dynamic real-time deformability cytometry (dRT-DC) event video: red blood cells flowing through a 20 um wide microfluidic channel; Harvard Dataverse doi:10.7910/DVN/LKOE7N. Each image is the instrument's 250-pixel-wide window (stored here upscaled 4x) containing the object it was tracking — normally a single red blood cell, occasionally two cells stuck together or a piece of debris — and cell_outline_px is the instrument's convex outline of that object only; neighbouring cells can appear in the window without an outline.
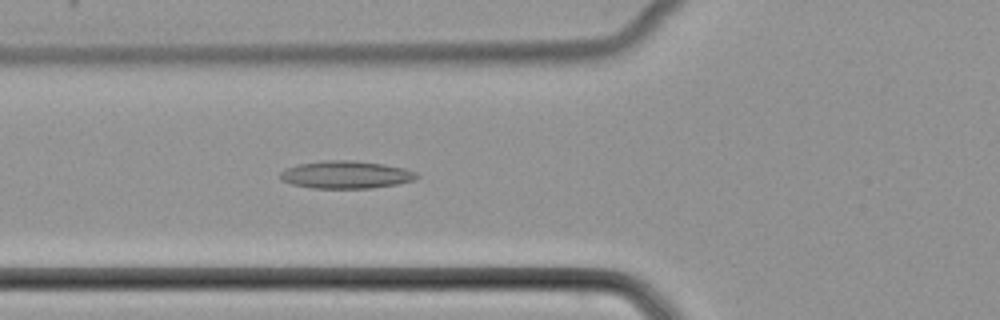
{"species": "common noctule bat (a hibernating species)", "species_latin": "Nyctalus noctula", "temperature_condition": "cold", "stored_images_in_passage": 44, "camera_frame_rate_fps": 3000, "um_per_image_px": 0.085, "animal": {"sex": "female", "body_mass_g": 22.7, "forearm_length_mm": 54.2}, "frame": {"image": 1, "passage_image": 12, "time_ms": 3.667, "image_size_px": [1000, 320], "cell_outline_px": [[420, 176], [416, 180], [396, 184], [372, 188], [312, 188], [292, 184], [280, 180], [280, 172], [284, 168], [296, 164], [324, 160], [356, 160], [384, 164], [404, 168], [416, 172]], "centroid_in_image_um": [29.39, 14.84], "position_along_channel_um": 96.4, "area_um2": 22.25}}
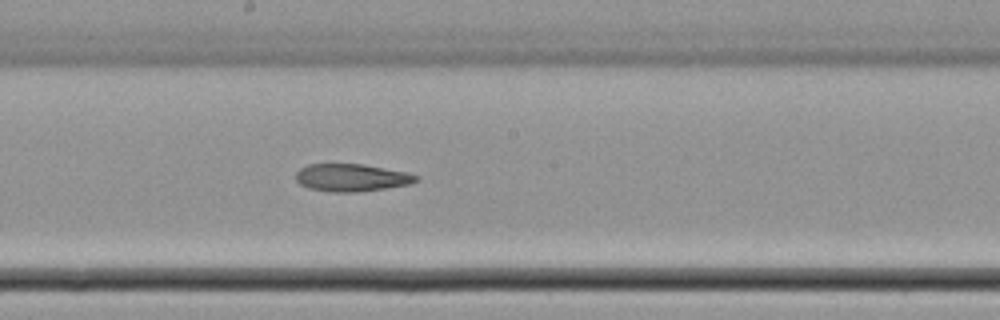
{"frame": {"image": 2, "passage_image": 21, "time_ms": 6.667, "image_size_px": [1000, 320], "cell_outline_px": [[420, 180], [412, 184], [356, 192], [332, 192], [308, 188], [300, 184], [296, 180], [296, 172], [300, 168], [308, 164], [364, 164], [404, 172], [420, 176]], "centroid_in_image_um": [29.88, 15.1], "position_along_channel_um": 218.3, "area_um2": 19.31}}
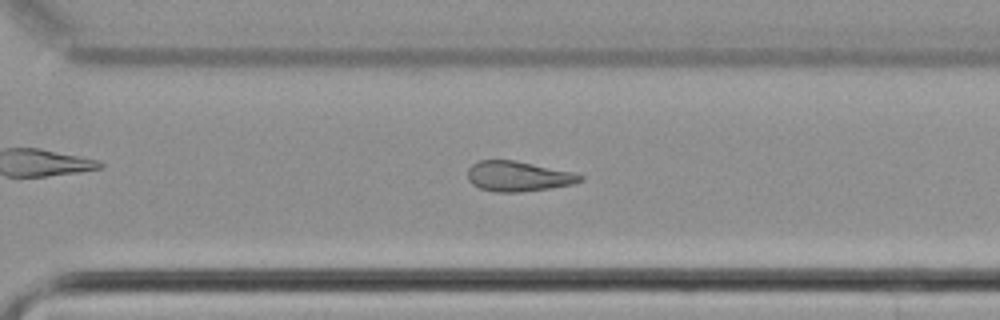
{"frame": {"image": 3, "passage_image": 29, "time_ms": 9.333, "image_size_px": [1000, 320], "cell_outline_px": [[584, 180], [572, 184], [548, 188], [520, 192], [496, 192], [480, 188], [472, 184], [468, 180], [468, 168], [476, 160], [516, 160], [572, 172], [584, 176]], "centroid_in_image_um": [44.02, 14.97], "position_along_channel_um": 326.6, "area_um2": 19.77}}